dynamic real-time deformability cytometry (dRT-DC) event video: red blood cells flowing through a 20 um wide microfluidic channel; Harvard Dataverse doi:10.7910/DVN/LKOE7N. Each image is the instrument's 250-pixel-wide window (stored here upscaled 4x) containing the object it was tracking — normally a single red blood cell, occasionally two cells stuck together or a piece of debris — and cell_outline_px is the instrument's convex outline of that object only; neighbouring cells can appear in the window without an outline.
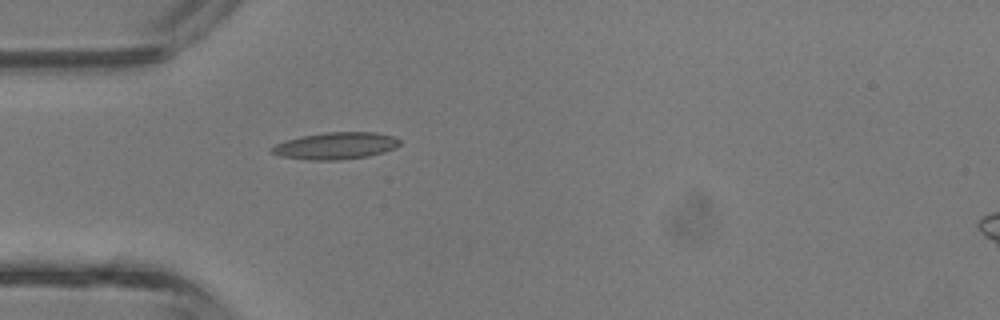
{"species": "common noctule bat (a hibernating species)", "species_latin": "Nyctalus noctula", "temperature_condition": "room temperature", "stored_images_in_passage": 1, "camera_frame_rate_fps": 3000, "um_per_image_px": 0.085, "animal": {"sex": "male", "body_mass_g": 13.3}, "frame": {"image": 1, "passage_image": 1, "time_ms": 0.0, "image_size_px": [1000, 320], "cell_outline_px": [[400, 144], [396, 148], [384, 152], [368, 156], [340, 160], [308, 160], [280, 156], [272, 152], [268, 148], [276, 144], [300, 136], [324, 132], [376, 132], [396, 136], [400, 140]], "centroid_in_image_um": [28.56, 12.39], "position_along_channel_um": 56.4, "area_um2": 20.29}}